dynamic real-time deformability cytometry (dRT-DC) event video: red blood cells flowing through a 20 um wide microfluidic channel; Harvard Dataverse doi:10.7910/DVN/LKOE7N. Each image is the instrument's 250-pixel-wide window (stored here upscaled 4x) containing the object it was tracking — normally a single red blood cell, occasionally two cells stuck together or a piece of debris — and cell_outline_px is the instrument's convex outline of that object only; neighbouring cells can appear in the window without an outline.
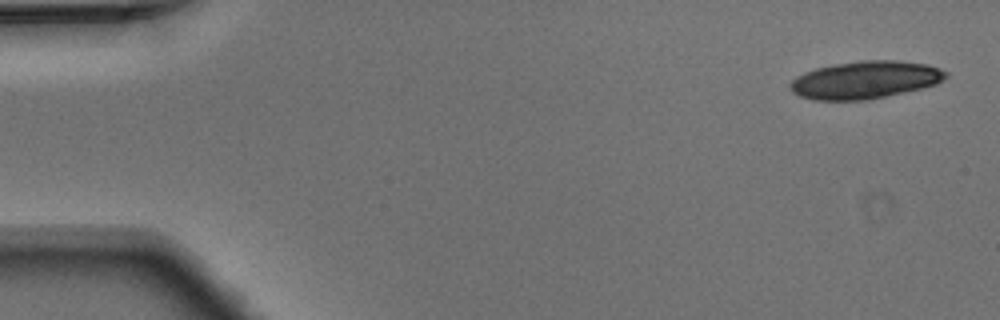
{"species": "Egyptian fruit bat (a non-hibernating species)", "species_latin": "Rousettus aegyptiacus", "temperature_condition": "warm", "stored_images_in_passage": 5, "camera_frame_rate_fps": 3000, "um_per_image_px": 0.085, "animal": {"sex": "male"}, "frame": {"image": 1, "passage_image": 1, "time_ms": 0.0, "image_size_px": [1000, 320], "cell_outline_px": [[948, 76], [944, 80], [936, 84], [904, 92], [868, 100], [812, 100], [800, 96], [792, 92], [788, 84], [796, 76], [804, 72], [816, 68], [836, 64], [860, 60], [896, 60], [928, 64], [948, 72]], "centroid_in_image_um": [73.53, 6.79], "position_along_channel_um": 11.5, "area_um2": 34.22}}